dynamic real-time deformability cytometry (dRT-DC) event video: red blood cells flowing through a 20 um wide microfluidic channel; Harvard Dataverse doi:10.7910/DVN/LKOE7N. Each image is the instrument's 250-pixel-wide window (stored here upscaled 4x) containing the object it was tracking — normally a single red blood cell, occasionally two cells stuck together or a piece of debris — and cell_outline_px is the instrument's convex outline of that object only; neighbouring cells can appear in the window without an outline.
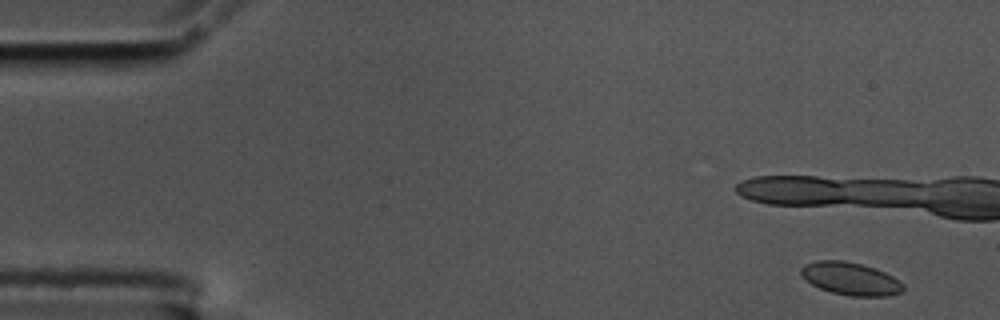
{"species": "common noctule bat (a hibernating species)", "species_latin": "Nyctalus noctula", "temperature_condition": "cold", "stored_images_in_passage": 15, "camera_frame_rate_fps": 3000, "um_per_image_px": 0.085, "animal": {"sex": "male", "body_mass_g": 17.5, "forearm_length_mm": 52.3}, "frame": {"image": 1, "passage_image": 3, "time_ms": 0.667, "image_size_px": [1000, 320], "cell_outline_px": [[904, 288], [900, 292], [888, 296], [848, 296], [832, 292], [820, 288], [812, 284], [800, 272], [800, 268], [804, 264], [816, 260], [844, 260], [864, 264], [876, 268], [900, 280], [904, 284]], "centroid_in_image_um": [72.32, 23.67], "position_along_channel_um": 12.7, "area_um2": 19.59}}